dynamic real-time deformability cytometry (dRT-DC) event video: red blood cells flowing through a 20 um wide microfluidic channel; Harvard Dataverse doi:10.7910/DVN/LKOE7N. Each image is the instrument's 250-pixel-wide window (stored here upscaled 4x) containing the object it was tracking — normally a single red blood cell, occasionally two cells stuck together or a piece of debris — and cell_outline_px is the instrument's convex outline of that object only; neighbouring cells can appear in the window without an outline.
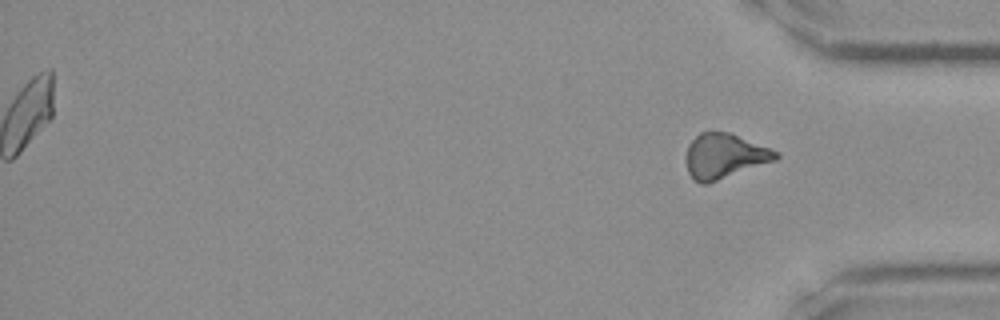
{"species": "Egyptian fruit bat (a non-hibernating species)", "species_latin": "Rousettus aegyptiacus", "temperature_condition": "room temperature", "stored_images_in_passage": 31, "segment_of_instrument_passage": [2, 2], "camera_frame_rate_fps": 3000, "um_per_image_px": 0.085, "frame": {"image": 1, "passage_image": 31, "time_ms": 10.0, "image_size_px": [1000, 320], "cell_outline_px": [[780, 156], [776, 160], [708, 184], [700, 184], [692, 180], [688, 172], [688, 144], [700, 132], [728, 132], [780, 152]], "centroid_in_image_um": [61.59, 13.29], "position_along_channel_um": 373.6, "area_um2": 23.29}}